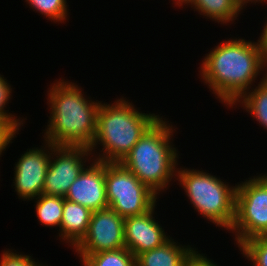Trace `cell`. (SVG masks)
<instances>
[{
	"label": "cell",
	"mask_w": 267,
	"mask_h": 266,
	"mask_svg": "<svg viewBox=\"0 0 267 266\" xmlns=\"http://www.w3.org/2000/svg\"><path fill=\"white\" fill-rule=\"evenodd\" d=\"M19 128L20 126L13 118L0 117V156L14 136L16 137L15 133L19 131Z\"/></svg>",
	"instance_id": "21"
},
{
	"label": "cell",
	"mask_w": 267,
	"mask_h": 266,
	"mask_svg": "<svg viewBox=\"0 0 267 266\" xmlns=\"http://www.w3.org/2000/svg\"><path fill=\"white\" fill-rule=\"evenodd\" d=\"M159 115L140 113L132 102L120 98L112 104L101 103L97 113V131L90 150L103 145L95 160L121 162Z\"/></svg>",
	"instance_id": "4"
},
{
	"label": "cell",
	"mask_w": 267,
	"mask_h": 266,
	"mask_svg": "<svg viewBox=\"0 0 267 266\" xmlns=\"http://www.w3.org/2000/svg\"><path fill=\"white\" fill-rule=\"evenodd\" d=\"M177 169L176 179H179L195 210L210 222L230 231L235 219L237 185L230 187L203 170Z\"/></svg>",
	"instance_id": "5"
},
{
	"label": "cell",
	"mask_w": 267,
	"mask_h": 266,
	"mask_svg": "<svg viewBox=\"0 0 267 266\" xmlns=\"http://www.w3.org/2000/svg\"><path fill=\"white\" fill-rule=\"evenodd\" d=\"M79 257L83 266H136V257L126 247Z\"/></svg>",
	"instance_id": "17"
},
{
	"label": "cell",
	"mask_w": 267,
	"mask_h": 266,
	"mask_svg": "<svg viewBox=\"0 0 267 266\" xmlns=\"http://www.w3.org/2000/svg\"><path fill=\"white\" fill-rule=\"evenodd\" d=\"M185 266H218V265L213 263L211 260L207 259L205 255L203 256V254H200L197 251H195L186 261Z\"/></svg>",
	"instance_id": "24"
},
{
	"label": "cell",
	"mask_w": 267,
	"mask_h": 266,
	"mask_svg": "<svg viewBox=\"0 0 267 266\" xmlns=\"http://www.w3.org/2000/svg\"><path fill=\"white\" fill-rule=\"evenodd\" d=\"M238 248L253 266H267V237H254L242 242Z\"/></svg>",
	"instance_id": "20"
},
{
	"label": "cell",
	"mask_w": 267,
	"mask_h": 266,
	"mask_svg": "<svg viewBox=\"0 0 267 266\" xmlns=\"http://www.w3.org/2000/svg\"><path fill=\"white\" fill-rule=\"evenodd\" d=\"M50 152L42 194L65 198L71 184L85 168V159L93 153L84 146H54Z\"/></svg>",
	"instance_id": "8"
},
{
	"label": "cell",
	"mask_w": 267,
	"mask_h": 266,
	"mask_svg": "<svg viewBox=\"0 0 267 266\" xmlns=\"http://www.w3.org/2000/svg\"><path fill=\"white\" fill-rule=\"evenodd\" d=\"M83 95L76 83L61 79L51 85L47 98L51 117L44 133L45 142L90 148L97 131L101 102L88 100Z\"/></svg>",
	"instance_id": "2"
},
{
	"label": "cell",
	"mask_w": 267,
	"mask_h": 266,
	"mask_svg": "<svg viewBox=\"0 0 267 266\" xmlns=\"http://www.w3.org/2000/svg\"><path fill=\"white\" fill-rule=\"evenodd\" d=\"M108 207L121 217L142 215L156 206L157 194L120 162H105Z\"/></svg>",
	"instance_id": "6"
},
{
	"label": "cell",
	"mask_w": 267,
	"mask_h": 266,
	"mask_svg": "<svg viewBox=\"0 0 267 266\" xmlns=\"http://www.w3.org/2000/svg\"><path fill=\"white\" fill-rule=\"evenodd\" d=\"M31 8L54 22H64L68 16L66 0H26Z\"/></svg>",
	"instance_id": "19"
},
{
	"label": "cell",
	"mask_w": 267,
	"mask_h": 266,
	"mask_svg": "<svg viewBox=\"0 0 267 266\" xmlns=\"http://www.w3.org/2000/svg\"><path fill=\"white\" fill-rule=\"evenodd\" d=\"M173 132L172 125L159 117L120 162L155 194L176 178L178 153L171 144Z\"/></svg>",
	"instance_id": "3"
},
{
	"label": "cell",
	"mask_w": 267,
	"mask_h": 266,
	"mask_svg": "<svg viewBox=\"0 0 267 266\" xmlns=\"http://www.w3.org/2000/svg\"><path fill=\"white\" fill-rule=\"evenodd\" d=\"M71 184L65 199L85 206L92 212L108 208L105 162L95 160Z\"/></svg>",
	"instance_id": "11"
},
{
	"label": "cell",
	"mask_w": 267,
	"mask_h": 266,
	"mask_svg": "<svg viewBox=\"0 0 267 266\" xmlns=\"http://www.w3.org/2000/svg\"><path fill=\"white\" fill-rule=\"evenodd\" d=\"M194 252L189 245L180 246L170 238L161 246L137 255L136 266H185Z\"/></svg>",
	"instance_id": "14"
},
{
	"label": "cell",
	"mask_w": 267,
	"mask_h": 266,
	"mask_svg": "<svg viewBox=\"0 0 267 266\" xmlns=\"http://www.w3.org/2000/svg\"><path fill=\"white\" fill-rule=\"evenodd\" d=\"M230 231L235 232L238 246L254 237H267V173L237 185L235 219Z\"/></svg>",
	"instance_id": "7"
},
{
	"label": "cell",
	"mask_w": 267,
	"mask_h": 266,
	"mask_svg": "<svg viewBox=\"0 0 267 266\" xmlns=\"http://www.w3.org/2000/svg\"><path fill=\"white\" fill-rule=\"evenodd\" d=\"M265 66H266V68H267V53L265 54ZM264 75H265V78L267 79V71H266V73H264Z\"/></svg>",
	"instance_id": "28"
},
{
	"label": "cell",
	"mask_w": 267,
	"mask_h": 266,
	"mask_svg": "<svg viewBox=\"0 0 267 266\" xmlns=\"http://www.w3.org/2000/svg\"><path fill=\"white\" fill-rule=\"evenodd\" d=\"M257 41H258V45L260 46V48L266 54L267 53V22L264 25V29H263V32L260 36V39Z\"/></svg>",
	"instance_id": "25"
},
{
	"label": "cell",
	"mask_w": 267,
	"mask_h": 266,
	"mask_svg": "<svg viewBox=\"0 0 267 266\" xmlns=\"http://www.w3.org/2000/svg\"><path fill=\"white\" fill-rule=\"evenodd\" d=\"M174 1H175L174 3H176V5L182 7L188 0H174Z\"/></svg>",
	"instance_id": "26"
},
{
	"label": "cell",
	"mask_w": 267,
	"mask_h": 266,
	"mask_svg": "<svg viewBox=\"0 0 267 266\" xmlns=\"http://www.w3.org/2000/svg\"><path fill=\"white\" fill-rule=\"evenodd\" d=\"M46 143L43 148L48 147V149H38V147L29 149V151L27 149L15 164L13 185L17 195L23 200H32L43 192L51 156L48 150H52L55 146L49 142Z\"/></svg>",
	"instance_id": "10"
},
{
	"label": "cell",
	"mask_w": 267,
	"mask_h": 266,
	"mask_svg": "<svg viewBox=\"0 0 267 266\" xmlns=\"http://www.w3.org/2000/svg\"><path fill=\"white\" fill-rule=\"evenodd\" d=\"M191 3V4H190ZM185 4L192 5L200 15L227 24L238 17L244 6L238 0H188Z\"/></svg>",
	"instance_id": "15"
},
{
	"label": "cell",
	"mask_w": 267,
	"mask_h": 266,
	"mask_svg": "<svg viewBox=\"0 0 267 266\" xmlns=\"http://www.w3.org/2000/svg\"><path fill=\"white\" fill-rule=\"evenodd\" d=\"M244 7H246L245 5H247V3H249V0H238Z\"/></svg>",
	"instance_id": "27"
},
{
	"label": "cell",
	"mask_w": 267,
	"mask_h": 266,
	"mask_svg": "<svg viewBox=\"0 0 267 266\" xmlns=\"http://www.w3.org/2000/svg\"><path fill=\"white\" fill-rule=\"evenodd\" d=\"M154 210L155 206L145 214L124 218L125 246L135 257L170 238L153 217Z\"/></svg>",
	"instance_id": "12"
},
{
	"label": "cell",
	"mask_w": 267,
	"mask_h": 266,
	"mask_svg": "<svg viewBox=\"0 0 267 266\" xmlns=\"http://www.w3.org/2000/svg\"><path fill=\"white\" fill-rule=\"evenodd\" d=\"M124 247V218L108 207L92 213L87 232L74 249L78 255H90Z\"/></svg>",
	"instance_id": "9"
},
{
	"label": "cell",
	"mask_w": 267,
	"mask_h": 266,
	"mask_svg": "<svg viewBox=\"0 0 267 266\" xmlns=\"http://www.w3.org/2000/svg\"><path fill=\"white\" fill-rule=\"evenodd\" d=\"M36 214L40 223L46 227H59L62 222L64 198L44 195L35 198Z\"/></svg>",
	"instance_id": "18"
},
{
	"label": "cell",
	"mask_w": 267,
	"mask_h": 266,
	"mask_svg": "<svg viewBox=\"0 0 267 266\" xmlns=\"http://www.w3.org/2000/svg\"><path fill=\"white\" fill-rule=\"evenodd\" d=\"M261 80L255 89L246 92L234 105L242 104L246 111L267 130V79L263 75Z\"/></svg>",
	"instance_id": "16"
},
{
	"label": "cell",
	"mask_w": 267,
	"mask_h": 266,
	"mask_svg": "<svg viewBox=\"0 0 267 266\" xmlns=\"http://www.w3.org/2000/svg\"><path fill=\"white\" fill-rule=\"evenodd\" d=\"M12 88L2 75H0V117L4 118H13L14 121H17V124L21 126L23 120L16 119L14 115L7 113L4 109L5 105L8 104L9 99H11Z\"/></svg>",
	"instance_id": "23"
},
{
	"label": "cell",
	"mask_w": 267,
	"mask_h": 266,
	"mask_svg": "<svg viewBox=\"0 0 267 266\" xmlns=\"http://www.w3.org/2000/svg\"><path fill=\"white\" fill-rule=\"evenodd\" d=\"M259 1H260V3L263 2V1L266 2V0H249V2H251V3L255 2V4H256V2H259Z\"/></svg>",
	"instance_id": "29"
},
{
	"label": "cell",
	"mask_w": 267,
	"mask_h": 266,
	"mask_svg": "<svg viewBox=\"0 0 267 266\" xmlns=\"http://www.w3.org/2000/svg\"><path fill=\"white\" fill-rule=\"evenodd\" d=\"M265 65L258 42L228 39L204 57L200 76L217 98L231 107L250 90Z\"/></svg>",
	"instance_id": "1"
},
{
	"label": "cell",
	"mask_w": 267,
	"mask_h": 266,
	"mask_svg": "<svg viewBox=\"0 0 267 266\" xmlns=\"http://www.w3.org/2000/svg\"><path fill=\"white\" fill-rule=\"evenodd\" d=\"M92 213L85 206L64 198L62 222L59 229L61 233L59 236L61 235L62 240H67L66 243L75 247L85 236Z\"/></svg>",
	"instance_id": "13"
},
{
	"label": "cell",
	"mask_w": 267,
	"mask_h": 266,
	"mask_svg": "<svg viewBox=\"0 0 267 266\" xmlns=\"http://www.w3.org/2000/svg\"><path fill=\"white\" fill-rule=\"evenodd\" d=\"M0 258V266H43L38 262H35L34 259L29 255H23L8 251L3 252ZM38 263V264H37Z\"/></svg>",
	"instance_id": "22"
}]
</instances>
